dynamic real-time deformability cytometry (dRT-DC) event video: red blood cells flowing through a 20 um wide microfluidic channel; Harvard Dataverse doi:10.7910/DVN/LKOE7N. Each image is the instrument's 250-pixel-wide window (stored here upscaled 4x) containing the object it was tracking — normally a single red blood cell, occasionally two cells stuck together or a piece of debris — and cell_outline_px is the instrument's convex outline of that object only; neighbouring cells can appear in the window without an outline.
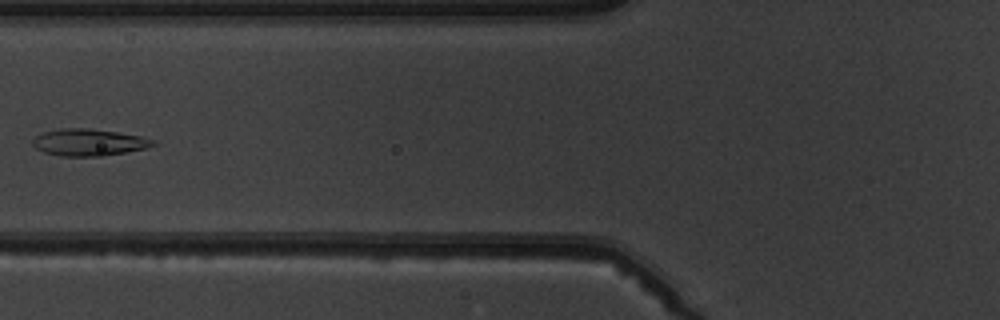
{"species": "common noctule bat (a hibernating species)", "species_latin": "Nyctalus noctula", "temperature_condition": "warm", "stored_images_in_passage": 6, "camera_frame_rate_fps": 3000, "um_per_image_px": 0.085, "animal": {"sex": "male", "body_mass_g": 19.5, "forearm_length_mm": 54.6}, "frame": {"image": 1, "passage_image": 6, "time_ms": 6.0, "image_size_px": [1000, 320], "cell_outline_px": [[156, 144], [148, 148], [100, 156], [60, 156], [44, 152], [36, 148], [32, 144], [32, 140], [36, 136], [44, 132], [60, 128], [88, 128], [116, 132], [140, 136], [152, 140]], "centroid_in_image_um": [7.51, 12.1], "position_along_channel_um": 118.3, "area_um2": 18.67}}